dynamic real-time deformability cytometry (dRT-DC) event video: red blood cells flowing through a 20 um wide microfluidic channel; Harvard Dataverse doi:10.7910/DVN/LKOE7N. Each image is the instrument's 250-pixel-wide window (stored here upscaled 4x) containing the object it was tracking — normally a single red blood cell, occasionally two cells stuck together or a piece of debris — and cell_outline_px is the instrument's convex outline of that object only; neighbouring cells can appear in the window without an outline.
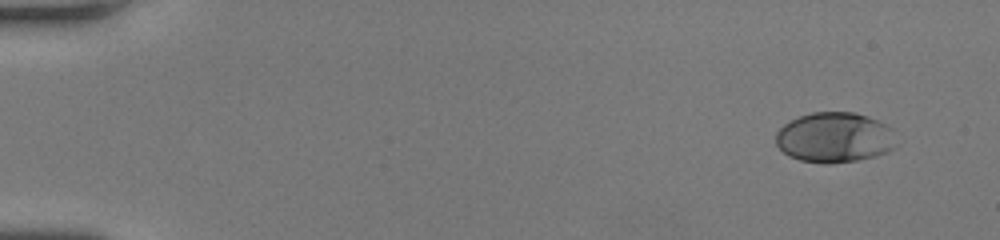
{"species": "human", "species_latin": "Homo sapiens", "temperature_condition": "room temperature", "stored_images_in_passage": 47, "camera_frame_rate_fps": 3000, "um_per_image_px": 0.085, "donor": {"sex": "female"}, "frame": {"image": 1, "passage_image": 1, "time_ms": 0.0, "image_size_px": [1000, 240], "cell_outline_px": [[896, 148], [888, 152], [876, 156], [856, 160], [828, 164], [824, 164], [800, 160], [788, 156], [776, 144], [776, 132], [784, 124], [800, 116], [812, 112], [852, 112], [868, 116], [892, 128], [896, 144]], "centroid_in_image_um": [70.95, 11.69], "position_along_channel_um": 14.1, "area_um2": 35.37}}
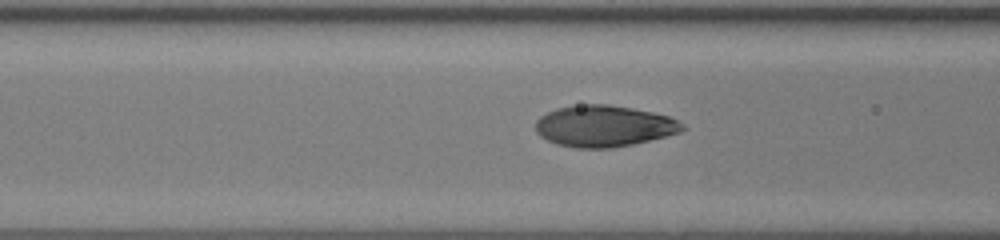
{"frame": {"image": 2, "passage_image": 19, "time_ms": 6.0, "image_size_px": [1000, 240], "cell_outline_px": [[688, 128], [680, 132], [632, 144], [612, 148], [572, 148], [556, 144], [540, 136], [536, 132], [536, 120], [540, 116], [556, 108], [584, 104], [608, 104], [632, 108], [652, 112], [668, 116], [684, 124]], "centroid_in_image_um": [51.32, 10.72], "position_along_channel_um": 115.3, "area_um2": 35.37}}
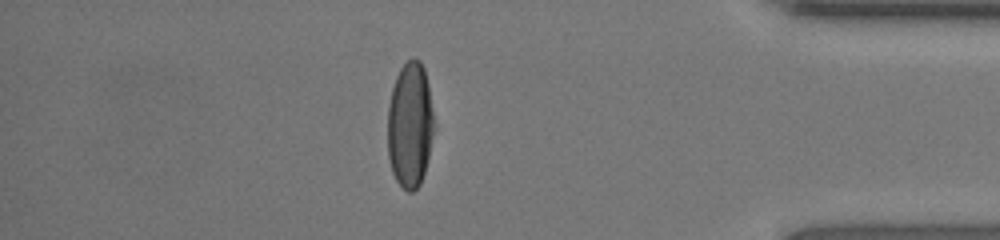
{"frame": {"image": 3, "passage_image": 41, "time_ms": 13.333, "image_size_px": [1000, 240], "cell_outline_px": [[436, 128], [424, 172], [420, 184], [412, 192], [408, 192], [396, 180], [392, 172], [388, 156], [388, 104], [392, 88], [396, 76], [400, 68], [412, 56], [420, 60], [424, 68], [428, 84]], "centroid_in_image_um": [34.86, 10.6], "position_along_channel_um": 400.3, "area_um2": 34.39}, "authors_computed_cell_mechanics": {"area_um2": 35.2002, "velocity_mm_per_s": 4.2987, "shape_relaxation_time_tau1_ms": 3.4309, "shape_relaxation_time_tau2_ms": null, "deformation_change_tau1": 0.1975, "deformation_change_tau2": null}}